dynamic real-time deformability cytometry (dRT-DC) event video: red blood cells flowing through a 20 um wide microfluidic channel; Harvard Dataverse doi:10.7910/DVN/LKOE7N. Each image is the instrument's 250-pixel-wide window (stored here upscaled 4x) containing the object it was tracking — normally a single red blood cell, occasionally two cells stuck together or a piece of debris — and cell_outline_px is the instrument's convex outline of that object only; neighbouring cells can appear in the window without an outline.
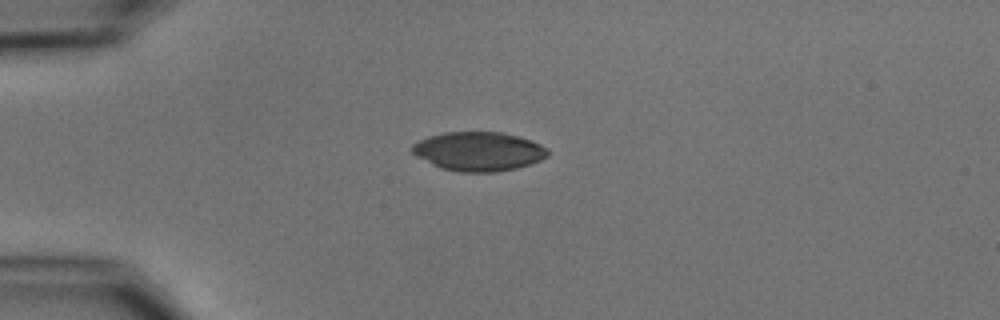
{"species": "common noctule bat (a hibernating species)", "species_latin": "Nyctalus noctula", "temperature_condition": "cold", "stored_images_in_passage": 7, "camera_frame_rate_fps": 3000, "um_per_image_px": 0.085, "animal": {"sex": "male", "body_mass_g": 15.6}, "frame": {"image": 1, "passage_image": 1, "time_ms": 0.0, "image_size_px": [1000, 320], "cell_outline_px": [[548, 156], [540, 160], [516, 168], [496, 172], [460, 172], [440, 168], [416, 156], [412, 152], [412, 144], [428, 136], [444, 132], [500, 132], [532, 140], [548, 148]], "centroid_in_image_um": [40.67, 12.87], "position_along_channel_um": 44.3, "area_um2": 30.81}}
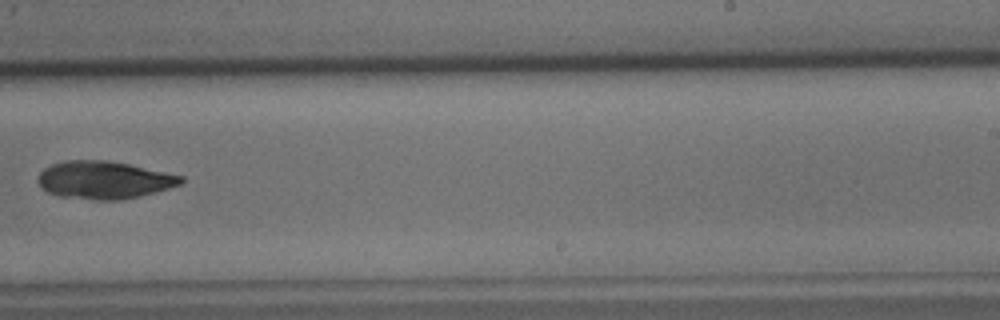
{"frame": {"image": 2, "passage_image": 7, "time_ms": 7.0, "image_size_px": [1000, 320], "cell_outline_px": [[184, 180], [180, 184], [168, 188], [140, 196], [120, 200], [96, 200], [60, 196], [48, 192], [40, 188], [36, 180], [40, 172], [44, 168], [52, 164], [64, 160], [104, 160], [128, 164], [184, 176]], "centroid_in_image_um": [8.8, 15.3], "position_along_channel_um": 280.2, "area_um2": 31.39}}